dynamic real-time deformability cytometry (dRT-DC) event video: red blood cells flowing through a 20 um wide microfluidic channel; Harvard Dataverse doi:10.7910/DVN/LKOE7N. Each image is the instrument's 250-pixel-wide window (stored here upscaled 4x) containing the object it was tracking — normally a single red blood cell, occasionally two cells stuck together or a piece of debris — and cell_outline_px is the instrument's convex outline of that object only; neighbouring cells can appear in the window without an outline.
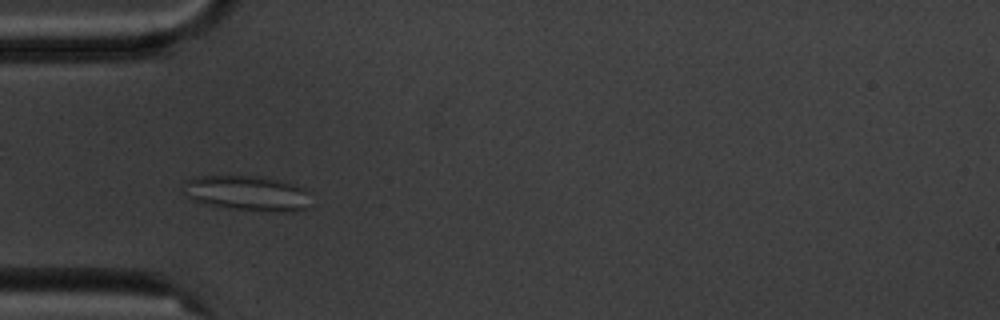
{"species": "common noctule bat (a hibernating species)", "species_latin": "Nyctalus noctula", "temperature_condition": "cold", "stored_images_in_passage": 5, "camera_frame_rate_fps": 3000, "um_per_image_px": 0.085, "animal": {"sex": "male", "body_mass_g": 20.1, "forearm_length_mm": 53.5}, "frame": {"image": 1, "passage_image": 3, "time_ms": 2.0, "image_size_px": [1000, 320], "cell_outline_px": [[308, 208], [292, 212], [260, 212], [204, 204], [192, 200], [188, 196], [184, 180], [196, 176], [260, 176], [292, 184], [304, 188], [308, 192]], "centroid_in_image_um": [21.04, 16.44], "position_along_channel_um": 64.0, "area_um2": 26.07}}
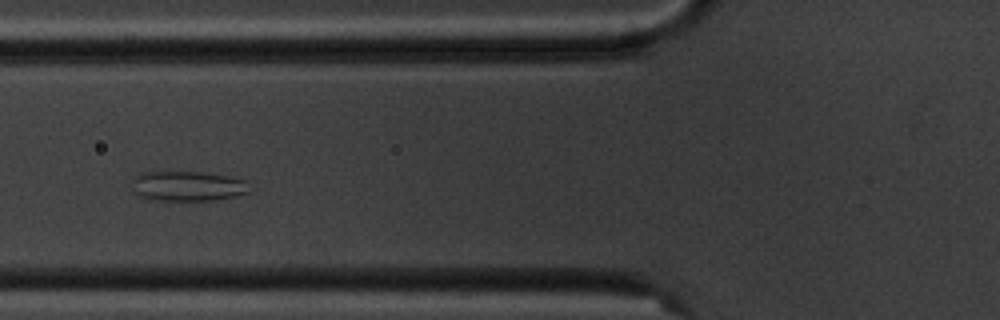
{"frame": {"image": 2, "passage_image": 4, "time_ms": 3.333, "image_size_px": [1000, 320], "cell_outline_px": [[248, 192], [236, 196], [212, 200], [144, 200], [136, 192], [132, 180], [140, 172], [200, 172], [228, 176], [244, 180]], "centroid_in_image_um": [15.9, 15.82], "position_along_channel_um": 109.9, "area_um2": 20.23}}
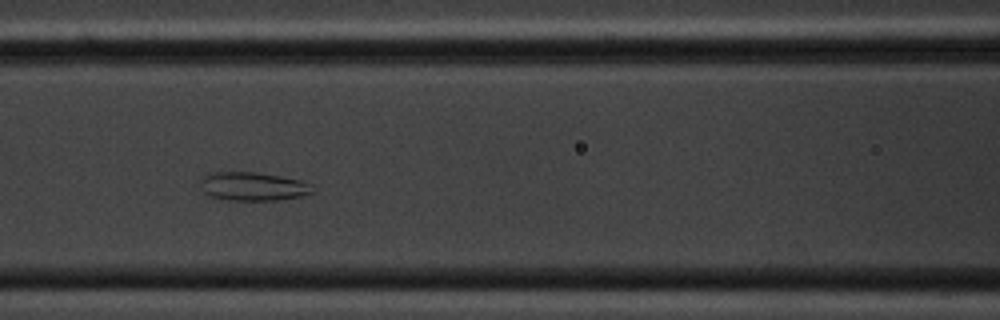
{"frame": {"image": 3, "passage_image": 5, "time_ms": 4.333, "image_size_px": [1000, 320], "cell_outline_px": [[316, 192], [300, 196], [280, 200], [228, 200], [208, 196], [204, 192], [200, 180], [200, 176], [208, 172], [256, 172], [280, 176], [300, 180], [308, 184]], "centroid_in_image_um": [21.45, 15.84], "position_along_channel_um": 145.1, "area_um2": 18.79}}